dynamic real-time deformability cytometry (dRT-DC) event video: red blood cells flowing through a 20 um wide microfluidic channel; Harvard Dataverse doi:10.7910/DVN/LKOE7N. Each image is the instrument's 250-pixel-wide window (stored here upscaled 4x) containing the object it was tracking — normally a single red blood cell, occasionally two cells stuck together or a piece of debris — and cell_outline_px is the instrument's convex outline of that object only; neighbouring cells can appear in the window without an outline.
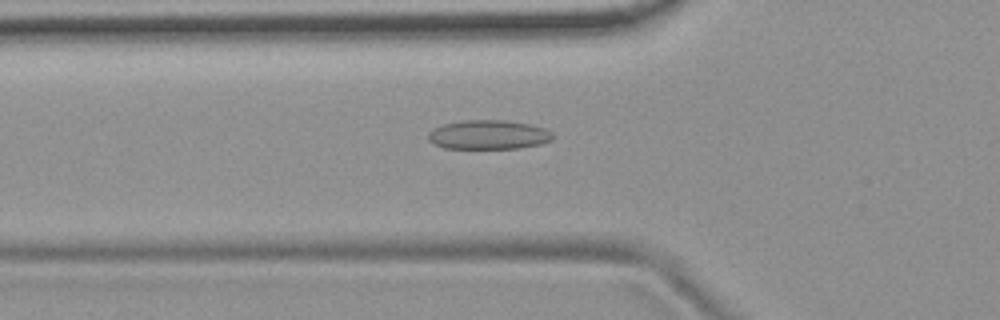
{"species": "common noctule bat (a hibernating species)", "species_latin": "Nyctalus noctula", "temperature_condition": "room temperature", "stored_images_in_passage": 54, "camera_frame_rate_fps": 3000, "um_per_image_px": 0.085, "animal": {"sex": "female", "body_mass_g": 19.9}, "frame": {"image": 1, "passage_image": 19, "time_ms": 6.0, "image_size_px": [1000, 320], "cell_outline_px": [[556, 136], [552, 140], [540, 144], [520, 148], [444, 148], [432, 144], [428, 140], [428, 132], [432, 128], [444, 124], [464, 120], [504, 120], [532, 124], [548, 128]], "centroid_in_image_um": [41.55, 11.45], "position_along_channel_um": 84.2, "area_um2": 21.56}}
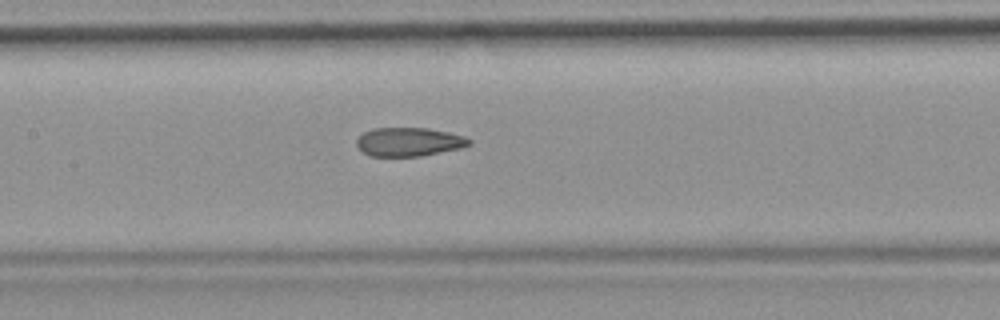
{"frame": {"image": 2, "passage_image": 26, "time_ms": 8.333, "image_size_px": [1000, 320], "cell_outline_px": [[472, 144], [460, 148], [420, 156], [372, 156], [364, 152], [356, 144], [356, 140], [364, 132], [372, 128], [428, 128], [448, 132], [464, 136], [472, 140]], "centroid_in_image_um": [34.78, 12.05], "position_along_channel_um": 172.6, "area_um2": 18.73}}
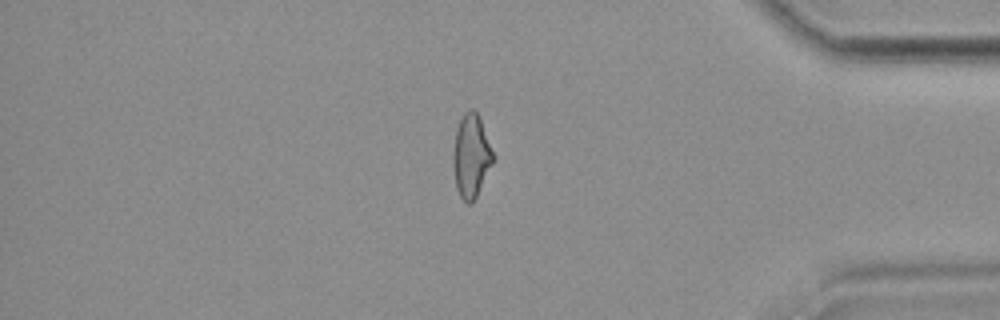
{"frame": {"image": 3, "passage_image": 46, "time_ms": 15.0, "image_size_px": [1000, 320], "cell_outline_px": [[492, 164], [472, 204], [468, 204], [460, 196], [456, 188], [452, 160], [452, 156], [456, 128], [464, 112], [468, 108], [472, 108], [480, 116], [492, 152]], "centroid_in_image_um": [40.01, 13.23], "position_along_channel_um": 395.2, "area_um2": 19.19}, "authors_computed_cell_mechanics": {"area_um2": 20.1722, "velocity_mm_per_s": 3.7613, "shape_relaxation_time_tau1_ms": null, "shape_relaxation_time_tau2_ms": 2.3502, "deformation_change_tau1": null, "deformation_change_tau2": 0.1051}}